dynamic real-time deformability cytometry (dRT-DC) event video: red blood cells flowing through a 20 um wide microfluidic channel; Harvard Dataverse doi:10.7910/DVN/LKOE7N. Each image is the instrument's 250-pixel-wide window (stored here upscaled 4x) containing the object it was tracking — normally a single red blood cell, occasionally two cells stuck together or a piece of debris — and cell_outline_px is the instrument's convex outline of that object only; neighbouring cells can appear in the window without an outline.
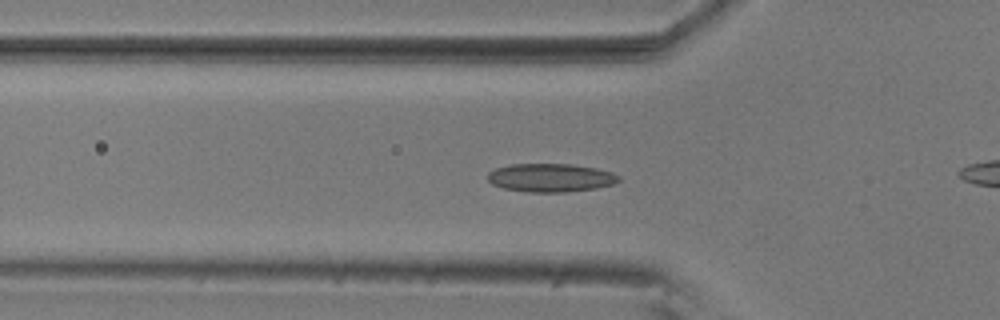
{"species": "common noctule bat (a hibernating species)", "species_latin": "Nyctalus noctula", "temperature_condition": "room temperature", "stored_images_in_passage": 55, "camera_frame_rate_fps": 3000, "um_per_image_px": 0.085, "animal": {"sex": "male", "body_mass_g": 20.5, "forearm_length_mm": 52.5}, "frame": {"image": 1, "passage_image": 17, "time_ms": 5.333, "image_size_px": [1000, 320], "cell_outline_px": [[620, 180], [612, 184], [596, 188], [564, 192], [528, 192], [504, 188], [492, 184], [488, 180], [488, 172], [496, 168], [512, 164], [572, 164], [596, 168], [612, 172], [620, 176]], "centroid_in_image_um": [46.81, 15.1], "position_along_channel_um": 79.0, "area_um2": 21.62}}
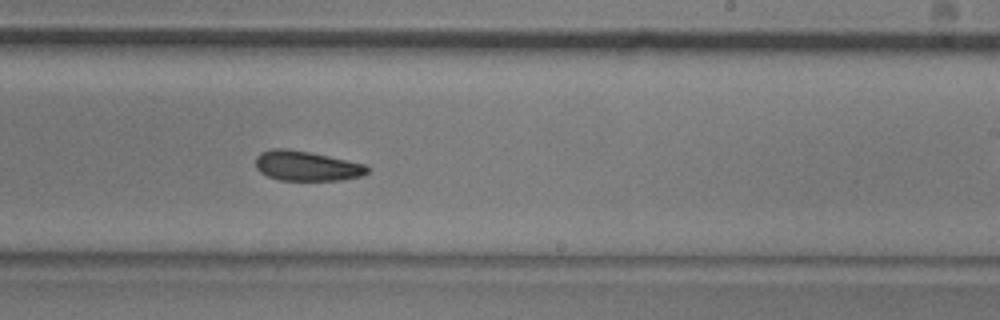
{"frame": {"image": 2, "passage_image": 32, "time_ms": 10.333, "image_size_px": [1000, 320], "cell_outline_px": [[368, 172], [360, 176], [340, 180], [280, 180], [268, 176], [260, 172], [256, 168], [256, 156], [260, 152], [272, 148], [288, 148], [328, 156], [364, 164], [368, 168]], "centroid_in_image_um": [26.01, 14.1], "position_along_channel_um": 263.0, "area_um2": 19.31}}
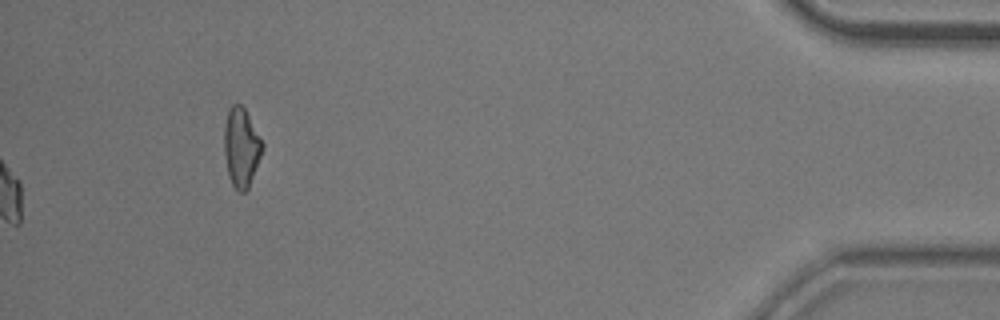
{"frame": {"image": 3, "passage_image": 55, "time_ms": 18.0, "image_size_px": [1000, 320], "cell_outline_px": [[264, 148], [248, 188], [244, 192], [236, 192], [228, 176], [224, 156], [224, 128], [228, 108], [232, 104], [240, 104], [244, 108], [264, 144]], "centroid_in_image_um": [20.49, 12.54], "position_along_channel_um": 414.7, "area_um2": 17.69}, "authors_computed_cell_mechanics": {"area_um2": 19.941, "velocity_mm_per_s": 3.6591, "shape_relaxation_time_tau1_ms": 4.6369, "shape_relaxation_time_tau2_ms": 6.2463, "deformation_change_tau1": 0.1135, "deformation_change_tau2": 0.118}}